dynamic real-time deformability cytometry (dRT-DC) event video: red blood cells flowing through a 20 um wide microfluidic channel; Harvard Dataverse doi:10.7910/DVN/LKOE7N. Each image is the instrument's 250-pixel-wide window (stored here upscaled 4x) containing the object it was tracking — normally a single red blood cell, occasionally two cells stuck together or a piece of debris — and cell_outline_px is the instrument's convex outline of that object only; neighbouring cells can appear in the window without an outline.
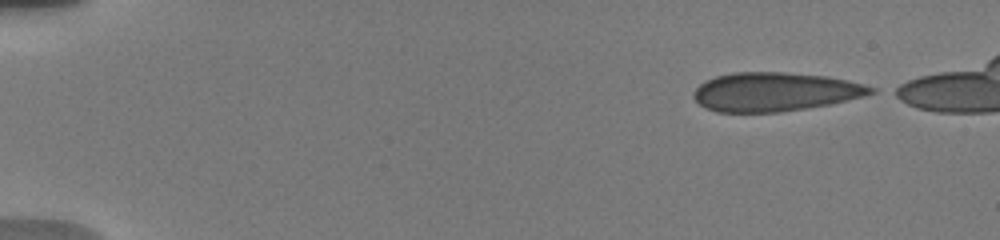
{"species": "human", "species_latin": "Homo sapiens", "temperature_condition": "warm", "stored_images_in_passage": 35, "camera_frame_rate_fps": 3000, "um_per_image_px": 0.085, "donor": {"sex": "male"}, "frame": {"image": 1, "passage_image": 1, "time_ms": 0.0, "image_size_px": [1000, 240], "cell_outline_px": [[876, 92], [864, 96], [828, 104], [808, 108], [780, 112], [716, 112], [704, 108], [692, 96], [692, 92], [704, 80], [716, 76], [732, 72], [784, 72], [828, 76], [848, 80], [864, 84], [876, 88]], "centroid_in_image_um": [65.84, 7.8], "position_along_channel_um": 19.2, "area_um2": 40.34}}
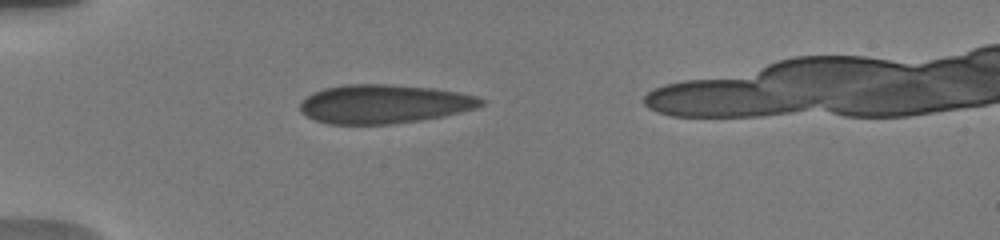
{"frame": {"image": 2, "passage_image": 23, "time_ms": 3.667, "image_size_px": [1000, 240], "cell_outline_px": [[488, 100], [484, 104], [476, 108], [444, 116], [420, 120], [388, 124], [328, 124], [316, 120], [300, 112], [300, 104], [312, 92], [324, 88], [344, 84], [388, 84], [432, 88], [456, 92], [476, 96]], "centroid_in_image_um": [32.65, 8.83], "position_along_channel_um": 52.4, "area_um2": 40.92}}
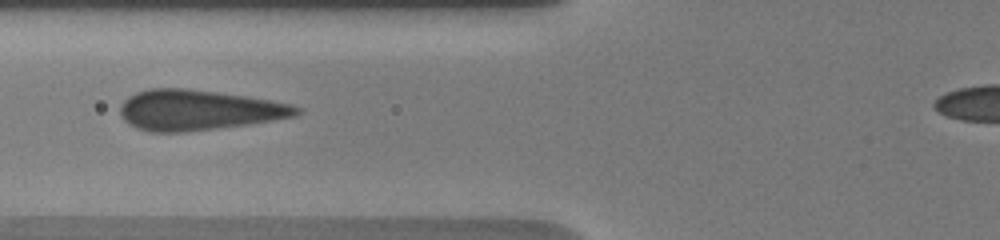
{"frame": {"image": 3, "passage_image": 33, "time_ms": 5.667, "image_size_px": [1000, 240], "cell_outline_px": [[304, 108], [296, 116], [272, 120], [244, 124], [184, 132], [152, 132], [136, 128], [128, 124], [120, 116], [120, 104], [128, 96], [136, 92], [148, 88], [188, 88], [248, 96], [292, 104]], "centroid_in_image_um": [16.83, 9.34], "position_along_channel_um": 109.0, "area_um2": 41.56}}